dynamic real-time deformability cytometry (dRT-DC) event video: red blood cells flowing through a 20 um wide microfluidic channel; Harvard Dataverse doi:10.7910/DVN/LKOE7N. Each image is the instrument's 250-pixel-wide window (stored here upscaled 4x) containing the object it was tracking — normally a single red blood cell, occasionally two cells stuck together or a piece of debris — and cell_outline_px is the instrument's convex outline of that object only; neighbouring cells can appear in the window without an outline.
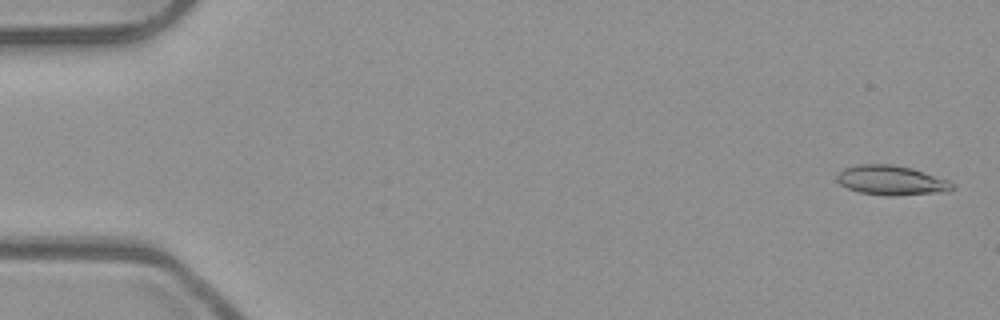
{"species": "common noctule bat (a hibernating species)", "species_latin": "Nyctalus noctula", "temperature_condition": "room temperature", "stored_images_in_passage": 53, "camera_frame_rate_fps": 3000, "um_per_image_px": 0.085, "animal": {"sex": "male", "body_mass_g": 23.1, "forearm_length_mm": 52.7}, "frame": {"image": 1, "passage_image": 2, "time_ms": 0.333, "image_size_px": [1000, 320], "cell_outline_px": [[952, 188], [948, 192], [892, 196], [860, 192], [848, 188], [840, 184], [836, 180], [836, 176], [844, 168], [856, 164], [892, 164], [912, 168], [948, 180], [952, 184]], "centroid_in_image_um": [75.75, 15.32], "position_along_channel_um": 9.3, "area_um2": 19.83}}
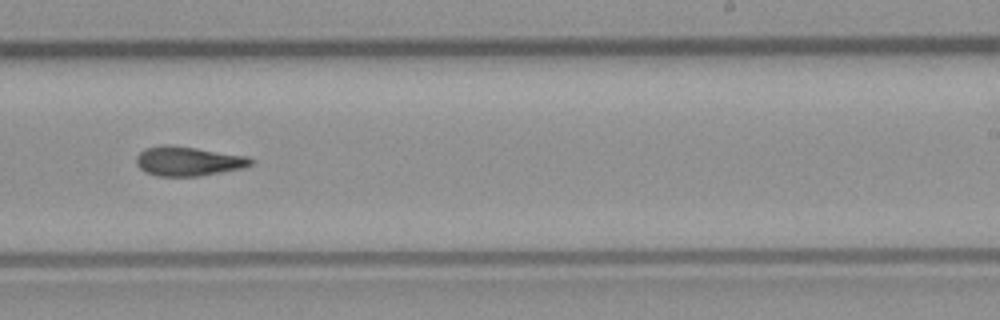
{"frame": {"image": 2, "passage_image": 33, "time_ms": 10.667, "image_size_px": [1000, 320], "cell_outline_px": [[256, 160], [252, 164], [244, 168], [200, 176], [156, 176], [144, 172], [136, 164], [136, 156], [144, 148], [160, 144], [168, 144], [196, 148], [248, 156]], "centroid_in_image_um": [15.99, 13.69], "position_along_channel_um": 273.0, "area_um2": 19.94}}
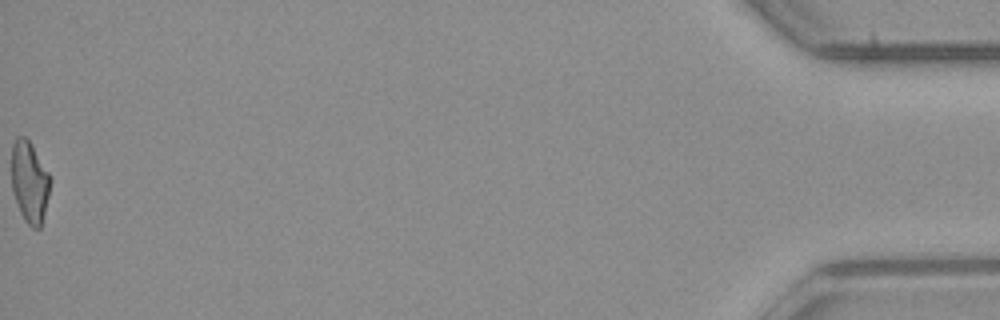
{"frame": {"image": 3, "passage_image": 53, "time_ms": 17.333, "image_size_px": [1000, 320], "cell_outline_px": [[52, 180], [40, 228], [32, 228], [24, 220], [20, 212], [12, 192], [12, 144], [16, 136], [24, 136], [28, 140], [52, 176]], "centroid_in_image_um": [2.52, 15.46], "position_along_channel_um": 432.7, "area_um2": 18.44}, "authors_computed_cell_mechanics": {"area_um2": 19.2474, "velocity_mm_per_s": 3.9798, "shape_relaxation_time_tau1_ms": null, "shape_relaxation_time_tau2_ms": 5.8119, "deformation_change_tau1": null, "deformation_change_tau2": 0.1609}}